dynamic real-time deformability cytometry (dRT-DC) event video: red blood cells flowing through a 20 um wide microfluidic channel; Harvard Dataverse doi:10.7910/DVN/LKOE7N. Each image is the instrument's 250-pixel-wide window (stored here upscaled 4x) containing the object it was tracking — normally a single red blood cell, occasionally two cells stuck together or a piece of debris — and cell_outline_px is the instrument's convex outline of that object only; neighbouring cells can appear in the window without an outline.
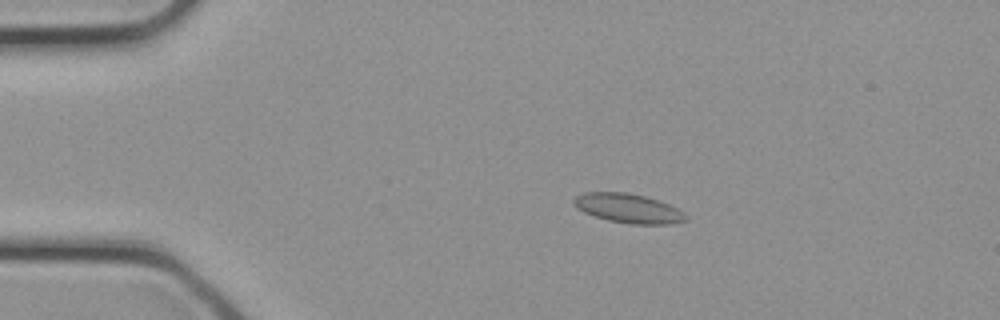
{"species": "common noctule bat (a hibernating species)", "species_latin": "Nyctalus noctula", "temperature_condition": "cold", "stored_images_in_passage": 31, "camera_frame_rate_fps": 3000, "um_per_image_px": 0.085, "animal": {"sex": "female", "body_mass_g": 21.9}, "frame": {"image": 1, "passage_image": 6, "time_ms": 1.667, "image_size_px": [1000, 320], "cell_outline_px": [[688, 220], [672, 224], [632, 224], [608, 220], [584, 212], [576, 208], [572, 204], [572, 200], [576, 196], [584, 192], [628, 192], [660, 200], [684, 212], [688, 216]], "centroid_in_image_um": [53.41, 17.7], "position_along_channel_um": 31.6, "area_um2": 19.25}}
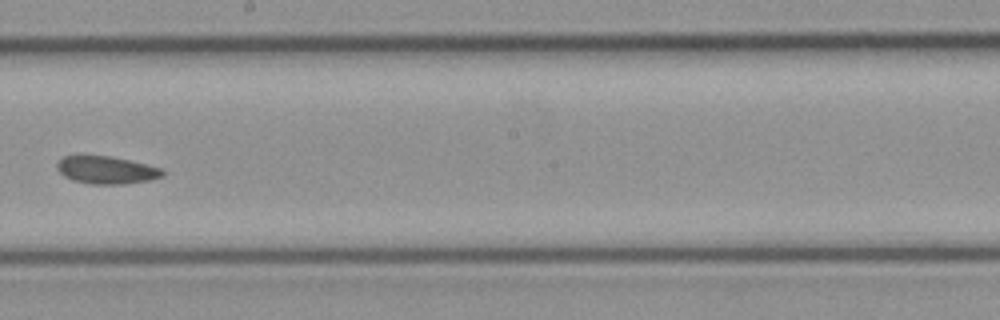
{"frame": {"image": 2, "passage_image": 18, "time_ms": 5.667, "image_size_px": [1000, 320], "cell_outline_px": [[164, 176], [148, 180], [124, 184], [92, 184], [72, 180], [64, 176], [56, 168], [56, 164], [64, 156], [112, 156], [160, 168], [164, 172]], "centroid_in_image_um": [9.02, 14.46], "position_along_channel_um": 239.2, "area_um2": 16.76}}
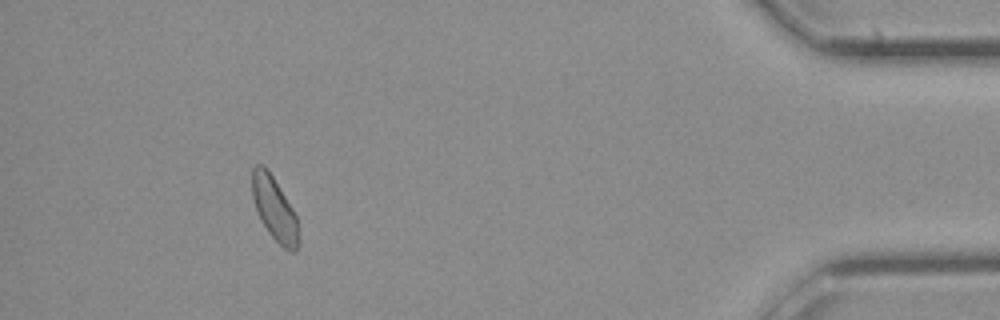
{"frame": {"image": 3, "passage_image": 29, "time_ms": 9.333, "image_size_px": [1000, 320], "cell_outline_px": [[300, 244], [296, 252], [288, 252], [268, 232], [260, 220], [252, 196], [252, 168], [256, 164], [264, 164], [268, 168], [292, 208], [296, 216], [300, 240]], "centroid_in_image_um": [23.34, 17.76], "position_along_channel_um": 411.9, "area_um2": 17.4}}